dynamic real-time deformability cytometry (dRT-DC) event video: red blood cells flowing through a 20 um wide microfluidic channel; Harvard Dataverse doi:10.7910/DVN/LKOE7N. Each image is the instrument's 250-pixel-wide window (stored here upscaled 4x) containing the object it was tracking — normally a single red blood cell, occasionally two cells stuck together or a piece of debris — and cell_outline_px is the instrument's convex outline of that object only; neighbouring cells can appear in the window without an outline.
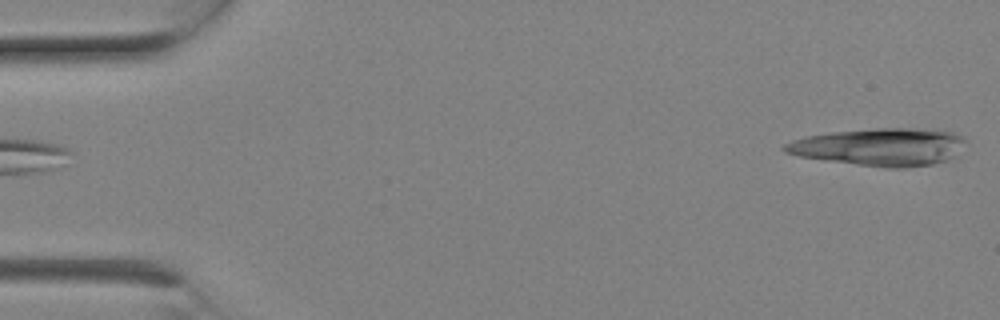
{"species": "Egyptian fruit bat (a non-hibernating species)", "species_latin": "Rousettus aegyptiacus", "temperature_condition": "room temperature", "stored_images_in_passage": 3, "segment_of_instrument_passage": [2, 2], "camera_frame_rate_fps": 3000, "um_per_image_px": 0.085, "animal": {"sex": "female"}, "frame": {"image": 1, "passage_image": 3, "time_ms": 0.667, "image_size_px": [1000, 320], "cell_outline_px": [[964, 140], [956, 156], [948, 160], [932, 164], [904, 168], [884, 168], [824, 160], [800, 156], [784, 152], [780, 148], [784, 144], [792, 140], [808, 136], [832, 132], [876, 128], [912, 128], [952, 132], [964, 136]], "centroid_in_image_um": [74.77, 12.5], "position_along_channel_um": 10.2, "area_um2": 39.48}}